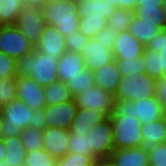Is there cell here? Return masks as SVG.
<instances>
[{"label": "cell", "instance_id": "cell-54", "mask_svg": "<svg viewBox=\"0 0 166 166\" xmlns=\"http://www.w3.org/2000/svg\"><path fill=\"white\" fill-rule=\"evenodd\" d=\"M47 1H49V2H57V1L62 2L64 0H47Z\"/></svg>", "mask_w": 166, "mask_h": 166}, {"label": "cell", "instance_id": "cell-36", "mask_svg": "<svg viewBox=\"0 0 166 166\" xmlns=\"http://www.w3.org/2000/svg\"><path fill=\"white\" fill-rule=\"evenodd\" d=\"M95 159L91 155L67 153L57 160L58 166H94Z\"/></svg>", "mask_w": 166, "mask_h": 166}, {"label": "cell", "instance_id": "cell-2", "mask_svg": "<svg viewBox=\"0 0 166 166\" xmlns=\"http://www.w3.org/2000/svg\"><path fill=\"white\" fill-rule=\"evenodd\" d=\"M42 10L45 23L56 27L64 37L70 36V34L78 30L79 14L77 0L47 1Z\"/></svg>", "mask_w": 166, "mask_h": 166}, {"label": "cell", "instance_id": "cell-24", "mask_svg": "<svg viewBox=\"0 0 166 166\" xmlns=\"http://www.w3.org/2000/svg\"><path fill=\"white\" fill-rule=\"evenodd\" d=\"M5 158L4 162L10 166H24L26 150L19 136L4 138Z\"/></svg>", "mask_w": 166, "mask_h": 166}, {"label": "cell", "instance_id": "cell-42", "mask_svg": "<svg viewBox=\"0 0 166 166\" xmlns=\"http://www.w3.org/2000/svg\"><path fill=\"white\" fill-rule=\"evenodd\" d=\"M116 36H117V33L113 29L108 28L106 26L101 31H99L94 38L98 43H102L103 47H106L112 50L113 45L115 43Z\"/></svg>", "mask_w": 166, "mask_h": 166}, {"label": "cell", "instance_id": "cell-20", "mask_svg": "<svg viewBox=\"0 0 166 166\" xmlns=\"http://www.w3.org/2000/svg\"><path fill=\"white\" fill-rule=\"evenodd\" d=\"M142 144L141 148L146 152L151 151L156 145L166 142V117L150 122L149 124H143L142 129Z\"/></svg>", "mask_w": 166, "mask_h": 166}, {"label": "cell", "instance_id": "cell-12", "mask_svg": "<svg viewBox=\"0 0 166 166\" xmlns=\"http://www.w3.org/2000/svg\"><path fill=\"white\" fill-rule=\"evenodd\" d=\"M78 107L74 100L46 106L43 110L47 120V127L69 130Z\"/></svg>", "mask_w": 166, "mask_h": 166}, {"label": "cell", "instance_id": "cell-31", "mask_svg": "<svg viewBox=\"0 0 166 166\" xmlns=\"http://www.w3.org/2000/svg\"><path fill=\"white\" fill-rule=\"evenodd\" d=\"M105 17H79L78 30L86 37L94 38L99 31L107 26Z\"/></svg>", "mask_w": 166, "mask_h": 166}, {"label": "cell", "instance_id": "cell-9", "mask_svg": "<svg viewBox=\"0 0 166 166\" xmlns=\"http://www.w3.org/2000/svg\"><path fill=\"white\" fill-rule=\"evenodd\" d=\"M73 100L78 108L96 110L106 117H110L114 111L115 96L97 86L81 91Z\"/></svg>", "mask_w": 166, "mask_h": 166}, {"label": "cell", "instance_id": "cell-5", "mask_svg": "<svg viewBox=\"0 0 166 166\" xmlns=\"http://www.w3.org/2000/svg\"><path fill=\"white\" fill-rule=\"evenodd\" d=\"M156 80V78L148 74L143 76H124L118 85L115 100L137 101L154 97L156 93Z\"/></svg>", "mask_w": 166, "mask_h": 166}, {"label": "cell", "instance_id": "cell-10", "mask_svg": "<svg viewBox=\"0 0 166 166\" xmlns=\"http://www.w3.org/2000/svg\"><path fill=\"white\" fill-rule=\"evenodd\" d=\"M28 41L36 47L46 25L42 8L24 7L15 24Z\"/></svg>", "mask_w": 166, "mask_h": 166}, {"label": "cell", "instance_id": "cell-7", "mask_svg": "<svg viewBox=\"0 0 166 166\" xmlns=\"http://www.w3.org/2000/svg\"><path fill=\"white\" fill-rule=\"evenodd\" d=\"M91 156L94 159L107 158L114 150L113 124L110 117L91 128L87 134Z\"/></svg>", "mask_w": 166, "mask_h": 166}, {"label": "cell", "instance_id": "cell-13", "mask_svg": "<svg viewBox=\"0 0 166 166\" xmlns=\"http://www.w3.org/2000/svg\"><path fill=\"white\" fill-rule=\"evenodd\" d=\"M146 47L128 30L117 33L112 53L114 59H135L143 56Z\"/></svg>", "mask_w": 166, "mask_h": 166}, {"label": "cell", "instance_id": "cell-6", "mask_svg": "<svg viewBox=\"0 0 166 166\" xmlns=\"http://www.w3.org/2000/svg\"><path fill=\"white\" fill-rule=\"evenodd\" d=\"M113 124L114 149L140 147L143 141L142 125L129 115L110 116Z\"/></svg>", "mask_w": 166, "mask_h": 166}, {"label": "cell", "instance_id": "cell-48", "mask_svg": "<svg viewBox=\"0 0 166 166\" xmlns=\"http://www.w3.org/2000/svg\"><path fill=\"white\" fill-rule=\"evenodd\" d=\"M5 158L4 140H0V162Z\"/></svg>", "mask_w": 166, "mask_h": 166}, {"label": "cell", "instance_id": "cell-11", "mask_svg": "<svg viewBox=\"0 0 166 166\" xmlns=\"http://www.w3.org/2000/svg\"><path fill=\"white\" fill-rule=\"evenodd\" d=\"M16 98L29 106L32 110H41L46 107L45 90L30 77H16Z\"/></svg>", "mask_w": 166, "mask_h": 166}, {"label": "cell", "instance_id": "cell-23", "mask_svg": "<svg viewBox=\"0 0 166 166\" xmlns=\"http://www.w3.org/2000/svg\"><path fill=\"white\" fill-rule=\"evenodd\" d=\"M79 17L109 18L116 10L106 0H77Z\"/></svg>", "mask_w": 166, "mask_h": 166}, {"label": "cell", "instance_id": "cell-44", "mask_svg": "<svg viewBox=\"0 0 166 166\" xmlns=\"http://www.w3.org/2000/svg\"><path fill=\"white\" fill-rule=\"evenodd\" d=\"M155 96L162 106L166 105V76H162L156 80Z\"/></svg>", "mask_w": 166, "mask_h": 166}, {"label": "cell", "instance_id": "cell-28", "mask_svg": "<svg viewBox=\"0 0 166 166\" xmlns=\"http://www.w3.org/2000/svg\"><path fill=\"white\" fill-rule=\"evenodd\" d=\"M145 50L158 52L159 78L166 76V29H161V31L146 45Z\"/></svg>", "mask_w": 166, "mask_h": 166}, {"label": "cell", "instance_id": "cell-35", "mask_svg": "<svg viewBox=\"0 0 166 166\" xmlns=\"http://www.w3.org/2000/svg\"><path fill=\"white\" fill-rule=\"evenodd\" d=\"M68 152L91 155V149L86 133H70Z\"/></svg>", "mask_w": 166, "mask_h": 166}, {"label": "cell", "instance_id": "cell-26", "mask_svg": "<svg viewBox=\"0 0 166 166\" xmlns=\"http://www.w3.org/2000/svg\"><path fill=\"white\" fill-rule=\"evenodd\" d=\"M46 106L56 105L73 100V95L67 85L59 80L44 87Z\"/></svg>", "mask_w": 166, "mask_h": 166}, {"label": "cell", "instance_id": "cell-47", "mask_svg": "<svg viewBox=\"0 0 166 166\" xmlns=\"http://www.w3.org/2000/svg\"><path fill=\"white\" fill-rule=\"evenodd\" d=\"M26 7L42 8L47 0H23Z\"/></svg>", "mask_w": 166, "mask_h": 166}, {"label": "cell", "instance_id": "cell-33", "mask_svg": "<svg viewBox=\"0 0 166 166\" xmlns=\"http://www.w3.org/2000/svg\"><path fill=\"white\" fill-rule=\"evenodd\" d=\"M19 137L26 152L43 148V130L27 127Z\"/></svg>", "mask_w": 166, "mask_h": 166}, {"label": "cell", "instance_id": "cell-16", "mask_svg": "<svg viewBox=\"0 0 166 166\" xmlns=\"http://www.w3.org/2000/svg\"><path fill=\"white\" fill-rule=\"evenodd\" d=\"M69 139L67 129L47 127L43 130V148L57 160L68 153Z\"/></svg>", "mask_w": 166, "mask_h": 166}, {"label": "cell", "instance_id": "cell-1", "mask_svg": "<svg viewBox=\"0 0 166 166\" xmlns=\"http://www.w3.org/2000/svg\"><path fill=\"white\" fill-rule=\"evenodd\" d=\"M58 59L34 49L16 60L17 76L30 77L42 87L49 86L58 80Z\"/></svg>", "mask_w": 166, "mask_h": 166}, {"label": "cell", "instance_id": "cell-17", "mask_svg": "<svg viewBox=\"0 0 166 166\" xmlns=\"http://www.w3.org/2000/svg\"><path fill=\"white\" fill-rule=\"evenodd\" d=\"M85 68L84 58L81 54L66 51L59 59L57 64V77L63 83H68L72 78L81 73Z\"/></svg>", "mask_w": 166, "mask_h": 166}, {"label": "cell", "instance_id": "cell-51", "mask_svg": "<svg viewBox=\"0 0 166 166\" xmlns=\"http://www.w3.org/2000/svg\"><path fill=\"white\" fill-rule=\"evenodd\" d=\"M161 8L164 11V13L166 14V0H164V3L162 4Z\"/></svg>", "mask_w": 166, "mask_h": 166}, {"label": "cell", "instance_id": "cell-30", "mask_svg": "<svg viewBox=\"0 0 166 166\" xmlns=\"http://www.w3.org/2000/svg\"><path fill=\"white\" fill-rule=\"evenodd\" d=\"M135 13L131 10L118 8L107 20V27L113 29L116 33L129 29Z\"/></svg>", "mask_w": 166, "mask_h": 166}, {"label": "cell", "instance_id": "cell-39", "mask_svg": "<svg viewBox=\"0 0 166 166\" xmlns=\"http://www.w3.org/2000/svg\"><path fill=\"white\" fill-rule=\"evenodd\" d=\"M89 39V37H86L79 30H77L70 34V36H65L66 49L67 51L81 54L83 52V47Z\"/></svg>", "mask_w": 166, "mask_h": 166}, {"label": "cell", "instance_id": "cell-4", "mask_svg": "<svg viewBox=\"0 0 166 166\" xmlns=\"http://www.w3.org/2000/svg\"><path fill=\"white\" fill-rule=\"evenodd\" d=\"M34 110L18 98L3 105L0 111L4 138L20 136L30 126Z\"/></svg>", "mask_w": 166, "mask_h": 166}, {"label": "cell", "instance_id": "cell-32", "mask_svg": "<svg viewBox=\"0 0 166 166\" xmlns=\"http://www.w3.org/2000/svg\"><path fill=\"white\" fill-rule=\"evenodd\" d=\"M122 77L129 75L143 76L146 74V65L143 56L135 59H115Z\"/></svg>", "mask_w": 166, "mask_h": 166}, {"label": "cell", "instance_id": "cell-41", "mask_svg": "<svg viewBox=\"0 0 166 166\" xmlns=\"http://www.w3.org/2000/svg\"><path fill=\"white\" fill-rule=\"evenodd\" d=\"M149 166H166V142L148 152Z\"/></svg>", "mask_w": 166, "mask_h": 166}, {"label": "cell", "instance_id": "cell-22", "mask_svg": "<svg viewBox=\"0 0 166 166\" xmlns=\"http://www.w3.org/2000/svg\"><path fill=\"white\" fill-rule=\"evenodd\" d=\"M107 117L96 110L78 108L74 120L69 128L70 133H89L91 128L103 122Z\"/></svg>", "mask_w": 166, "mask_h": 166}, {"label": "cell", "instance_id": "cell-37", "mask_svg": "<svg viewBox=\"0 0 166 166\" xmlns=\"http://www.w3.org/2000/svg\"><path fill=\"white\" fill-rule=\"evenodd\" d=\"M16 60L0 51V80L16 79Z\"/></svg>", "mask_w": 166, "mask_h": 166}, {"label": "cell", "instance_id": "cell-18", "mask_svg": "<svg viewBox=\"0 0 166 166\" xmlns=\"http://www.w3.org/2000/svg\"><path fill=\"white\" fill-rule=\"evenodd\" d=\"M163 3L164 0H138L135 16L145 22L157 23L159 28L166 29V14L161 8Z\"/></svg>", "mask_w": 166, "mask_h": 166}, {"label": "cell", "instance_id": "cell-21", "mask_svg": "<svg viewBox=\"0 0 166 166\" xmlns=\"http://www.w3.org/2000/svg\"><path fill=\"white\" fill-rule=\"evenodd\" d=\"M109 157L116 166H149L148 152L141 147L114 149Z\"/></svg>", "mask_w": 166, "mask_h": 166}, {"label": "cell", "instance_id": "cell-29", "mask_svg": "<svg viewBox=\"0 0 166 166\" xmlns=\"http://www.w3.org/2000/svg\"><path fill=\"white\" fill-rule=\"evenodd\" d=\"M67 85L73 96L78 95L81 91L89 90L95 86L94 72L85 67Z\"/></svg>", "mask_w": 166, "mask_h": 166}, {"label": "cell", "instance_id": "cell-53", "mask_svg": "<svg viewBox=\"0 0 166 166\" xmlns=\"http://www.w3.org/2000/svg\"><path fill=\"white\" fill-rule=\"evenodd\" d=\"M163 113H164V116L166 117V105L163 106Z\"/></svg>", "mask_w": 166, "mask_h": 166}, {"label": "cell", "instance_id": "cell-27", "mask_svg": "<svg viewBox=\"0 0 166 166\" xmlns=\"http://www.w3.org/2000/svg\"><path fill=\"white\" fill-rule=\"evenodd\" d=\"M24 7L23 0H0V26L15 25Z\"/></svg>", "mask_w": 166, "mask_h": 166}, {"label": "cell", "instance_id": "cell-43", "mask_svg": "<svg viewBox=\"0 0 166 166\" xmlns=\"http://www.w3.org/2000/svg\"><path fill=\"white\" fill-rule=\"evenodd\" d=\"M29 127L40 130H45L47 128V120L43 109L34 110Z\"/></svg>", "mask_w": 166, "mask_h": 166}, {"label": "cell", "instance_id": "cell-25", "mask_svg": "<svg viewBox=\"0 0 166 166\" xmlns=\"http://www.w3.org/2000/svg\"><path fill=\"white\" fill-rule=\"evenodd\" d=\"M128 31L145 47L161 31L157 23L145 22L134 15Z\"/></svg>", "mask_w": 166, "mask_h": 166}, {"label": "cell", "instance_id": "cell-40", "mask_svg": "<svg viewBox=\"0 0 166 166\" xmlns=\"http://www.w3.org/2000/svg\"><path fill=\"white\" fill-rule=\"evenodd\" d=\"M143 60L146 65V74L158 79L159 78V63L158 52L153 50H145Z\"/></svg>", "mask_w": 166, "mask_h": 166}, {"label": "cell", "instance_id": "cell-8", "mask_svg": "<svg viewBox=\"0 0 166 166\" xmlns=\"http://www.w3.org/2000/svg\"><path fill=\"white\" fill-rule=\"evenodd\" d=\"M35 47L16 25L0 26V51L15 60L33 52Z\"/></svg>", "mask_w": 166, "mask_h": 166}, {"label": "cell", "instance_id": "cell-38", "mask_svg": "<svg viewBox=\"0 0 166 166\" xmlns=\"http://www.w3.org/2000/svg\"><path fill=\"white\" fill-rule=\"evenodd\" d=\"M16 79L0 80V111L4 104L16 98Z\"/></svg>", "mask_w": 166, "mask_h": 166}, {"label": "cell", "instance_id": "cell-46", "mask_svg": "<svg viewBox=\"0 0 166 166\" xmlns=\"http://www.w3.org/2000/svg\"><path fill=\"white\" fill-rule=\"evenodd\" d=\"M94 166H116L110 157L98 158L94 161Z\"/></svg>", "mask_w": 166, "mask_h": 166}, {"label": "cell", "instance_id": "cell-3", "mask_svg": "<svg viewBox=\"0 0 166 166\" xmlns=\"http://www.w3.org/2000/svg\"><path fill=\"white\" fill-rule=\"evenodd\" d=\"M138 119L143 124H149L164 116L163 106L156 96L137 101L115 100L114 111L110 116H126Z\"/></svg>", "mask_w": 166, "mask_h": 166}, {"label": "cell", "instance_id": "cell-19", "mask_svg": "<svg viewBox=\"0 0 166 166\" xmlns=\"http://www.w3.org/2000/svg\"><path fill=\"white\" fill-rule=\"evenodd\" d=\"M95 86L115 96L118 85L121 81V74L114 59L110 63L94 71Z\"/></svg>", "mask_w": 166, "mask_h": 166}, {"label": "cell", "instance_id": "cell-34", "mask_svg": "<svg viewBox=\"0 0 166 166\" xmlns=\"http://www.w3.org/2000/svg\"><path fill=\"white\" fill-rule=\"evenodd\" d=\"M57 159L50 155L44 148L26 153L24 166H56Z\"/></svg>", "mask_w": 166, "mask_h": 166}, {"label": "cell", "instance_id": "cell-49", "mask_svg": "<svg viewBox=\"0 0 166 166\" xmlns=\"http://www.w3.org/2000/svg\"><path fill=\"white\" fill-rule=\"evenodd\" d=\"M106 1L109 2L116 9L119 8V0H106Z\"/></svg>", "mask_w": 166, "mask_h": 166}, {"label": "cell", "instance_id": "cell-45", "mask_svg": "<svg viewBox=\"0 0 166 166\" xmlns=\"http://www.w3.org/2000/svg\"><path fill=\"white\" fill-rule=\"evenodd\" d=\"M138 0H119V8L125 10L135 11Z\"/></svg>", "mask_w": 166, "mask_h": 166}, {"label": "cell", "instance_id": "cell-14", "mask_svg": "<svg viewBox=\"0 0 166 166\" xmlns=\"http://www.w3.org/2000/svg\"><path fill=\"white\" fill-rule=\"evenodd\" d=\"M35 49L43 54L60 58L67 51L65 37L56 27L46 24Z\"/></svg>", "mask_w": 166, "mask_h": 166}, {"label": "cell", "instance_id": "cell-15", "mask_svg": "<svg viewBox=\"0 0 166 166\" xmlns=\"http://www.w3.org/2000/svg\"><path fill=\"white\" fill-rule=\"evenodd\" d=\"M102 45L95 38H90L83 47L81 55L84 58L85 67L90 71L94 72L114 60L112 50Z\"/></svg>", "mask_w": 166, "mask_h": 166}, {"label": "cell", "instance_id": "cell-50", "mask_svg": "<svg viewBox=\"0 0 166 166\" xmlns=\"http://www.w3.org/2000/svg\"><path fill=\"white\" fill-rule=\"evenodd\" d=\"M0 140H4V134H3V128H2L1 119H0Z\"/></svg>", "mask_w": 166, "mask_h": 166}, {"label": "cell", "instance_id": "cell-52", "mask_svg": "<svg viewBox=\"0 0 166 166\" xmlns=\"http://www.w3.org/2000/svg\"><path fill=\"white\" fill-rule=\"evenodd\" d=\"M0 166H10V165H7V164L4 162V160H2V161L0 162Z\"/></svg>", "mask_w": 166, "mask_h": 166}]
</instances>
